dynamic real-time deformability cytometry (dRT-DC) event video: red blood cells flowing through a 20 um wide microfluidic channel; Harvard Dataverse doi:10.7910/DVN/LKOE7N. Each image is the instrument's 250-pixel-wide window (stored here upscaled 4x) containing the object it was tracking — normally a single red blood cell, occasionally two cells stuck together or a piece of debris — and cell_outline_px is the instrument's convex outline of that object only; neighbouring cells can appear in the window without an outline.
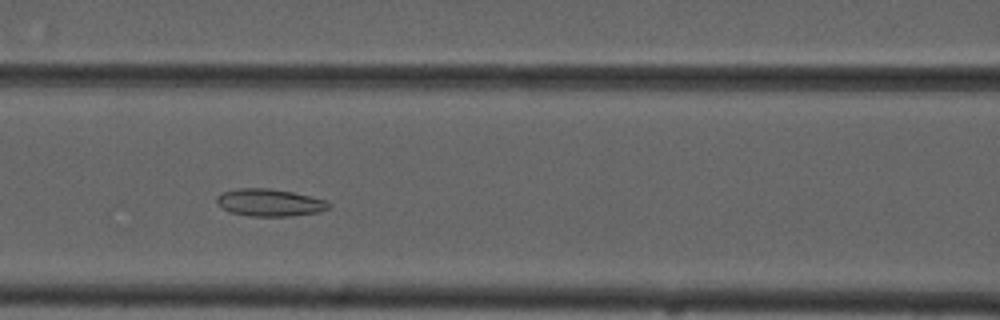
{"species": "common noctule bat (a hibernating species)", "species_latin": "Nyctalus noctula", "temperature_condition": "cold", "stored_images_in_passage": 6, "camera_frame_rate_fps": 3000, "um_per_image_px": 0.085, "animal": {"sex": "male", "forearm_length_mm": 52.5}, "frame": {"image": 1, "passage_image": 5, "time_ms": 4.667, "image_size_px": [1000, 320], "cell_outline_px": [[332, 204], [328, 208], [320, 212], [292, 216], [248, 216], [232, 212], [224, 208], [216, 200], [216, 196], [224, 192], [240, 188], [268, 188], [292, 192], [324, 200]], "centroid_in_image_um": [22.94, 17.22], "position_along_channel_um": 143.7, "area_um2": 17.57}}
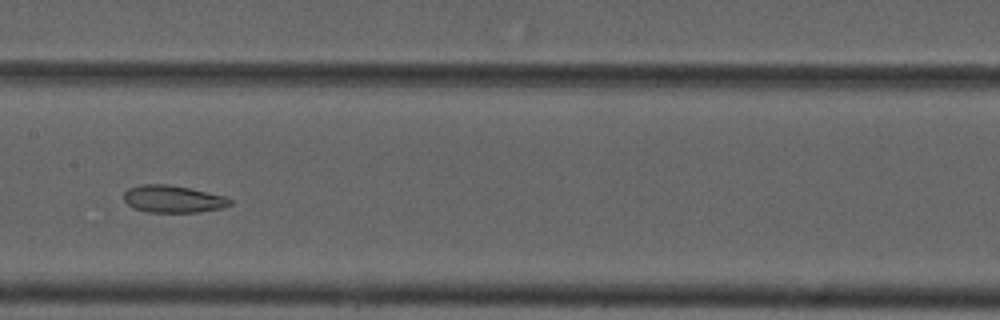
{"frame": {"image": 2, "passage_image": 6, "time_ms": 6.0, "image_size_px": [1000, 320], "cell_outline_px": [[232, 204], [224, 208], [200, 212], [148, 212], [136, 208], [128, 204], [124, 200], [124, 192], [128, 188], [140, 184], [168, 184], [188, 188], [224, 196], [232, 200]], "centroid_in_image_um": [14.72, 16.91], "position_along_channel_um": 192.7, "area_um2": 16.82}}